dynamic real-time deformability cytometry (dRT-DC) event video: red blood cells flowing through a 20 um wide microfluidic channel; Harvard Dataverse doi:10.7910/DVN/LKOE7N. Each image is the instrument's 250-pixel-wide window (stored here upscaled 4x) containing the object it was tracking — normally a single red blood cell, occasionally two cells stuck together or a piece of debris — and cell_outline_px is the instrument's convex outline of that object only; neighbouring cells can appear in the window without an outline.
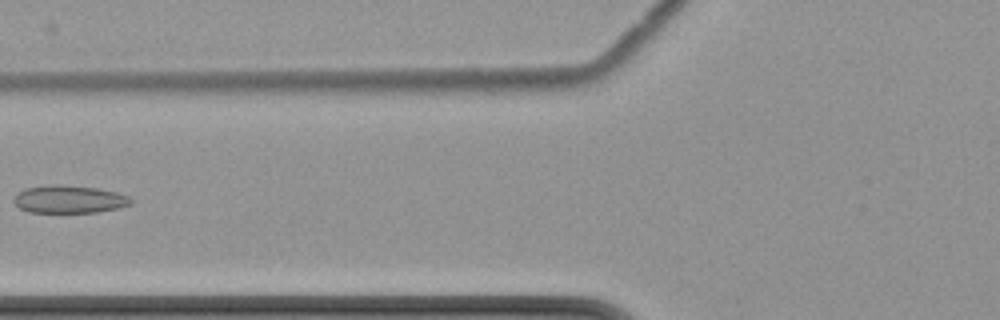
{"species": "common noctule bat (a hibernating species)", "species_latin": "Nyctalus noctula", "temperature_condition": "cold", "stored_images_in_passage": 10, "camera_frame_rate_fps": 3000, "um_per_image_px": 0.085, "animal": {"sex": "female", "body_mass_g": 22.7, "forearm_length_mm": 54.2}, "frame": {"image": 1, "passage_image": 7, "time_ms": 9.0, "image_size_px": [1000, 320], "cell_outline_px": [[132, 204], [120, 208], [96, 212], [28, 212], [20, 208], [12, 200], [16, 192], [24, 188], [48, 184], [60, 184], [96, 188], [116, 192], [128, 196], [132, 200]], "centroid_in_image_um": [5.84, 16.93], "position_along_channel_um": 120.0, "area_um2": 19.13}}
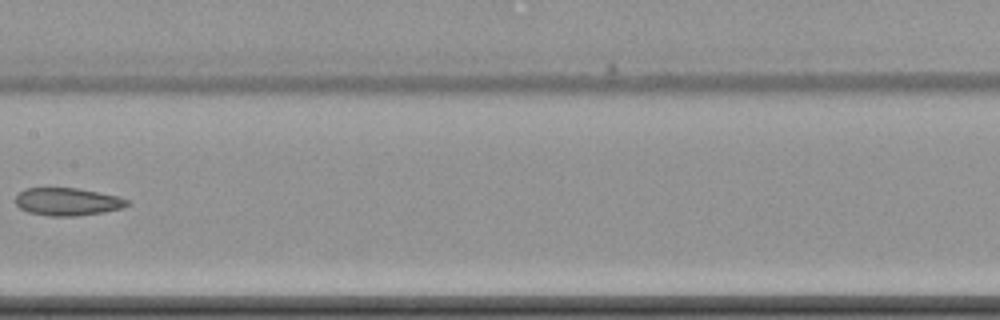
{"frame": {"image": 2, "passage_image": 9, "time_ms": 11.333, "image_size_px": [1000, 320], "cell_outline_px": [[132, 204], [124, 208], [104, 212], [76, 216], [48, 216], [28, 212], [20, 208], [16, 204], [16, 196], [24, 188], [80, 188], [120, 196], [128, 200]], "centroid_in_image_um": [5.79, 17.14], "position_along_channel_um": 201.6, "area_um2": 18.32}}
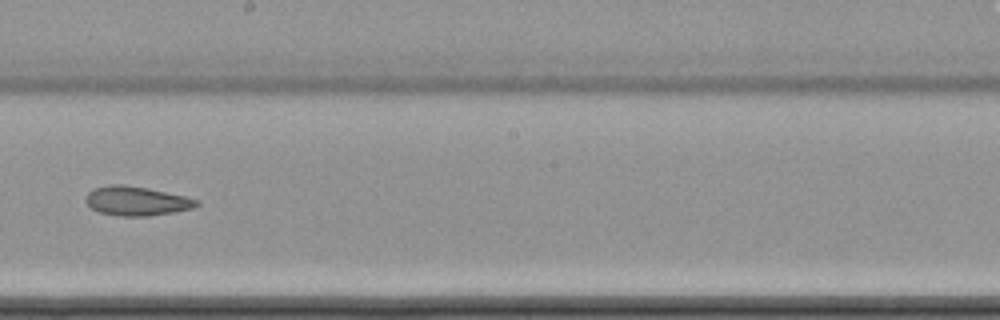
{"frame": {"image": 3, "passage_image": 10, "time_ms": 12.333, "image_size_px": [1000, 320], "cell_outline_px": [[200, 204], [192, 208], [172, 212], [148, 216], [120, 216], [100, 212], [92, 208], [84, 200], [88, 192], [92, 188], [108, 184], [124, 184], [148, 188], [184, 196], [200, 200]], "centroid_in_image_um": [11.58, 17.07], "position_along_channel_um": 236.6, "area_um2": 18.9}}